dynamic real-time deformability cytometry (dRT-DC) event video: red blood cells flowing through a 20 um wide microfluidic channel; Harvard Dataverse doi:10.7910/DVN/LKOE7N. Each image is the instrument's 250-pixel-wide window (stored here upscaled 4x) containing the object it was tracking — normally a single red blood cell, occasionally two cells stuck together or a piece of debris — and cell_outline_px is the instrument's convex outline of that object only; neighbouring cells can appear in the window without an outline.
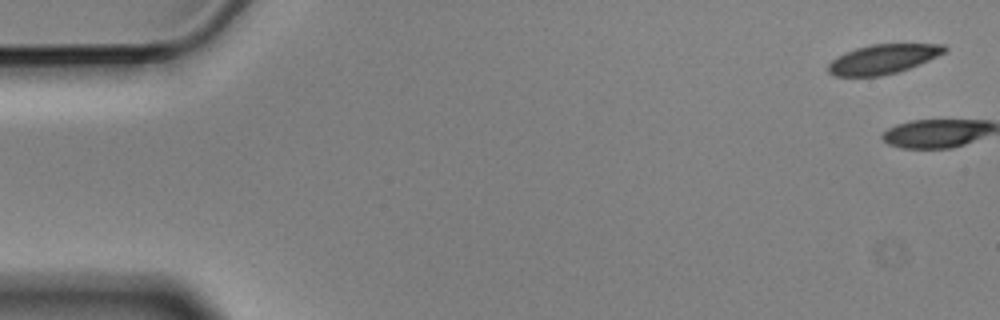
{"species": "Egyptian fruit bat (a non-hibernating species)", "species_latin": "Rousettus aegyptiacus", "temperature_condition": "cold", "stored_images_in_passage": 4, "camera_frame_rate_fps": 3000, "um_per_image_px": 0.085, "animal": {"sex": "male"}, "frame": {"image": 1, "passage_image": 1, "time_ms": 0.0, "image_size_px": [1000, 320], "cell_outline_px": [[948, 48], [944, 52], [928, 60], [908, 68], [896, 72], [880, 76], [836, 76], [828, 72], [828, 64], [836, 56], [856, 48], [872, 44], [944, 44]], "centroid_in_image_um": [75.02, 5.02], "position_along_channel_um": 10.0, "area_um2": 19.71}}